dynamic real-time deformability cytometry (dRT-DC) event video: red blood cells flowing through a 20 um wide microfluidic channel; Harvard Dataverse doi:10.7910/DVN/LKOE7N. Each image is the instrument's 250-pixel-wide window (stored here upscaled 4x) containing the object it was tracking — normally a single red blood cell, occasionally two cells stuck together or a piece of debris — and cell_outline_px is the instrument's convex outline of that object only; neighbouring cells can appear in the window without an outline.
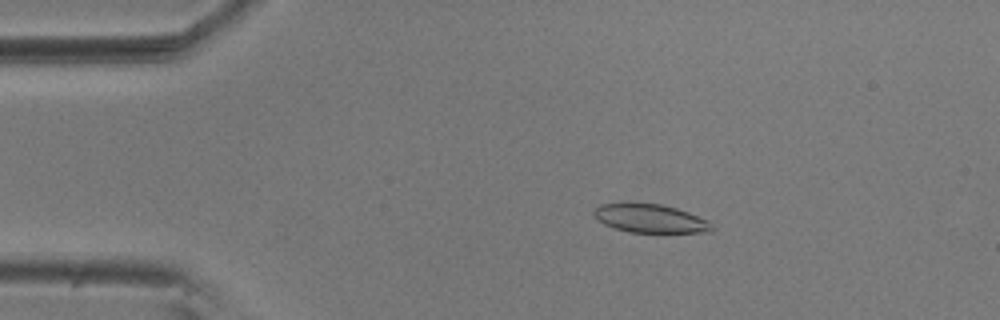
{"species": "common noctule bat (a hibernating species)", "species_latin": "Nyctalus noctula", "temperature_condition": "room temperature", "stored_images_in_passage": 56, "camera_frame_rate_fps": 3000, "um_per_image_px": 0.085, "animal": {"sex": "male", "body_mass_g": 20.5, "forearm_length_mm": 52.5}, "frame": {"image": 1, "passage_image": 10, "time_ms": 3.0, "image_size_px": [1000, 320], "cell_outline_px": [[712, 232], [628, 232], [604, 224], [596, 220], [592, 212], [600, 204], [660, 204], [676, 208], [688, 212], [708, 220], [712, 224]], "centroid_in_image_um": [55.27, 18.58], "position_along_channel_um": 29.7, "area_um2": 19.31}}
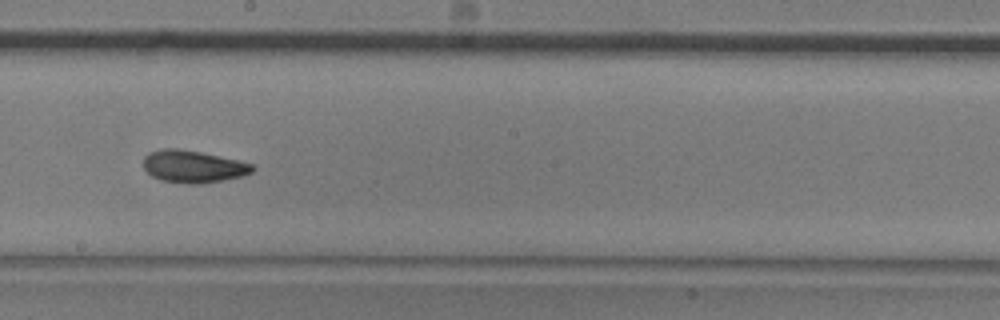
{"frame": {"image": 2, "passage_image": 31, "time_ms": 10.0, "image_size_px": [1000, 320], "cell_outline_px": [[256, 168], [252, 172], [240, 176], [200, 184], [188, 184], [160, 180], [152, 176], [144, 168], [144, 156], [148, 152], [160, 148], [176, 148], [200, 152], [236, 160], [252, 164]], "centroid_in_image_um": [16.37, 14.15], "position_along_channel_um": 231.8, "area_um2": 20.35}}
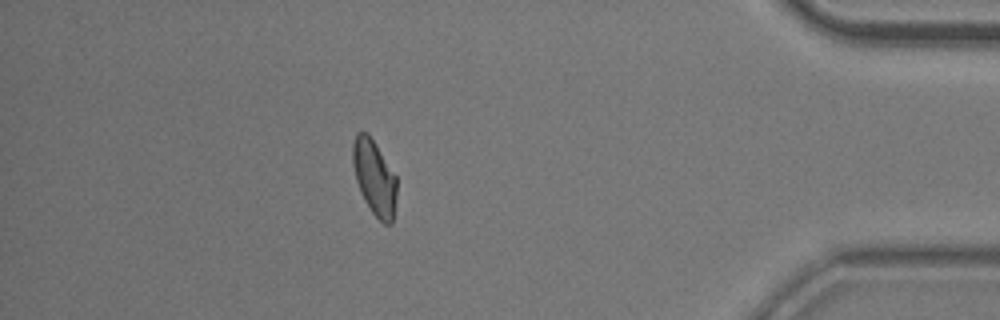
{"frame": {"image": 3, "passage_image": 49, "time_ms": 16.0, "image_size_px": [1000, 320], "cell_outline_px": [[396, 196], [392, 224], [384, 224], [372, 212], [364, 200], [356, 180], [352, 164], [352, 144], [356, 132], [368, 132], [396, 176]], "centroid_in_image_um": [31.8, 15.07], "position_along_channel_um": 403.4, "area_um2": 19.19}, "authors_computed_cell_mechanics": {"area_um2": 19.8832, "velocity_mm_per_s": 3.607, "shape_relaxation_time_tau1_ms": 6.5978, "shape_relaxation_time_tau2_ms": 2.4747, "deformation_change_tau1": 0.1458, "deformation_change_tau2": 0.0782}}